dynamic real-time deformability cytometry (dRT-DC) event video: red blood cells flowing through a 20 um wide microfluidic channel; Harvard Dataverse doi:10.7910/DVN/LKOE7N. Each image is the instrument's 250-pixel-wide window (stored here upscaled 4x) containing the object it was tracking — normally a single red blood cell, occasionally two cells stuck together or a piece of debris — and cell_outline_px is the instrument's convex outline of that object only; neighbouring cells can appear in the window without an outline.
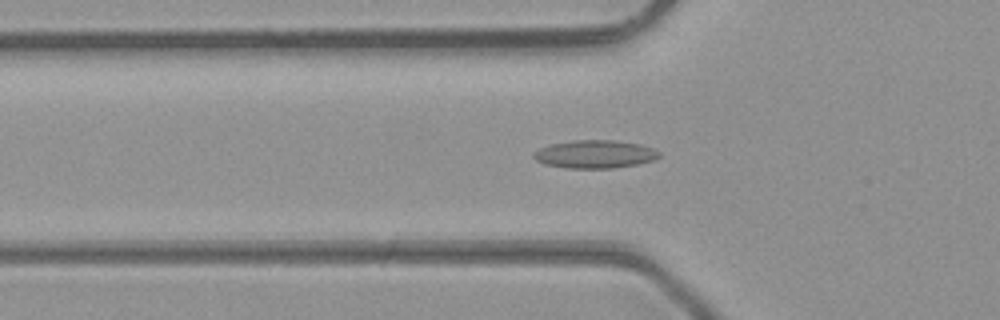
{"species": "common noctule bat (a hibernating species)", "species_latin": "Nyctalus noctula", "temperature_condition": "room temperature", "stored_images_in_passage": 33, "camera_frame_rate_fps": 3000, "um_per_image_px": 0.085, "animal": {"sex": "male", "body_mass_g": 23.1, "forearm_length_mm": 52.7}, "frame": {"image": 1, "passage_image": 7, "time_ms": 2.0, "image_size_px": [1000, 320], "cell_outline_px": [[660, 156], [652, 160], [636, 164], [612, 168], [564, 168], [544, 164], [536, 160], [532, 156], [532, 152], [540, 148], [552, 144], [572, 140], [616, 140], [640, 144], [652, 148], [660, 152]], "centroid_in_image_um": [50.53, 13.1], "position_along_channel_um": 75.3, "area_um2": 20.52}}
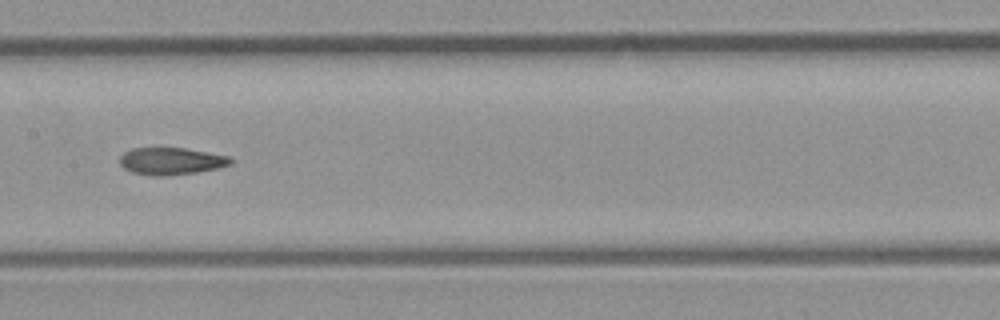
{"frame": {"image": 2, "passage_image": 15, "time_ms": 4.667, "image_size_px": [1000, 320], "cell_outline_px": [[232, 164], [216, 168], [196, 172], [156, 176], [132, 172], [124, 168], [120, 164], [120, 156], [124, 152], [132, 148], [184, 148], [232, 156]], "centroid_in_image_um": [14.56, 13.68], "position_along_channel_um": 192.8, "area_um2": 17.4}}
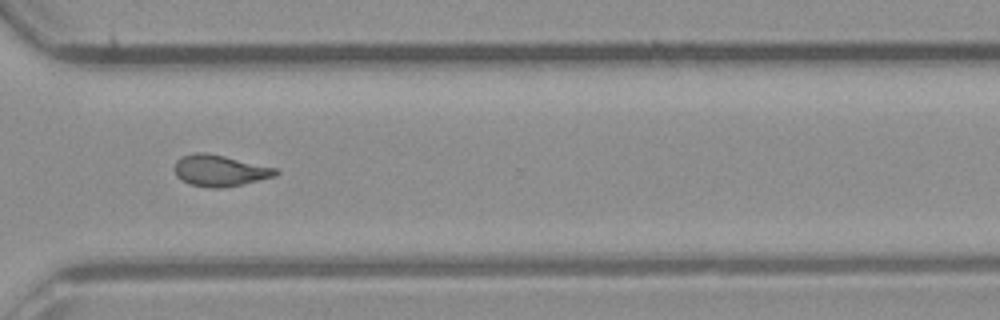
{"frame": {"image": 3, "passage_image": 26, "time_ms": 8.333, "image_size_px": [1000, 320], "cell_outline_px": [[280, 172], [276, 176], [244, 184], [220, 188], [208, 188], [192, 184], [180, 180], [176, 176], [176, 160], [180, 156], [196, 152], [204, 152], [224, 156], [276, 168]], "centroid_in_image_um": [18.69, 14.5], "position_along_channel_um": 351.9, "area_um2": 18.44}, "authors_computed_cell_mechanics": {"area_um2": 18.4382, "velocity_mm_per_s": 4.3479, "shape_relaxation_time_tau1_ms": null, "shape_relaxation_time_tau2_ms": 2.3921, "deformation_change_tau1": null, "deformation_change_tau2": 0.0997}}